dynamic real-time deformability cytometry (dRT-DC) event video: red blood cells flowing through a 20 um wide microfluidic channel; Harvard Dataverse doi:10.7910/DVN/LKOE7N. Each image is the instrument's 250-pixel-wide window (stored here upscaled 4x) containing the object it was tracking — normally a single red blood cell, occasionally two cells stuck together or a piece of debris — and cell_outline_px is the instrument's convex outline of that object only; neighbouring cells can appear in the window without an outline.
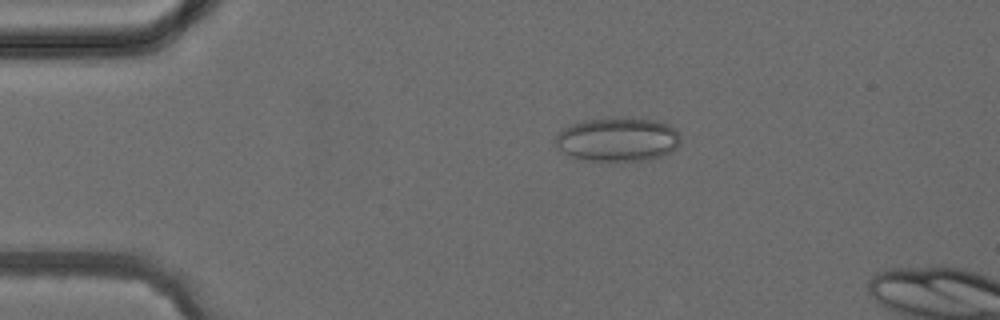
{"species": "common noctule bat (a hibernating species)", "species_latin": "Nyctalus noctula", "temperature_condition": "cold", "stored_images_in_passage": 4, "camera_frame_rate_fps": 3000, "um_per_image_px": 0.085, "animal": {"sex": "female", "body_mass_g": 24.6, "forearm_length_mm": 56.2}, "frame": {"image": 1, "passage_image": 4, "time_ms": 5.0, "image_size_px": [1000, 320], "cell_outline_px": [[680, 144], [672, 152], [652, 160], [580, 160], [564, 152], [556, 144], [556, 136], [564, 128], [572, 124], [584, 120], [604, 116], [624, 116], [664, 120], [676, 128], [680, 132]], "centroid_in_image_um": [52.6, 11.8], "position_along_channel_um": 32.4, "area_um2": 33.0}}